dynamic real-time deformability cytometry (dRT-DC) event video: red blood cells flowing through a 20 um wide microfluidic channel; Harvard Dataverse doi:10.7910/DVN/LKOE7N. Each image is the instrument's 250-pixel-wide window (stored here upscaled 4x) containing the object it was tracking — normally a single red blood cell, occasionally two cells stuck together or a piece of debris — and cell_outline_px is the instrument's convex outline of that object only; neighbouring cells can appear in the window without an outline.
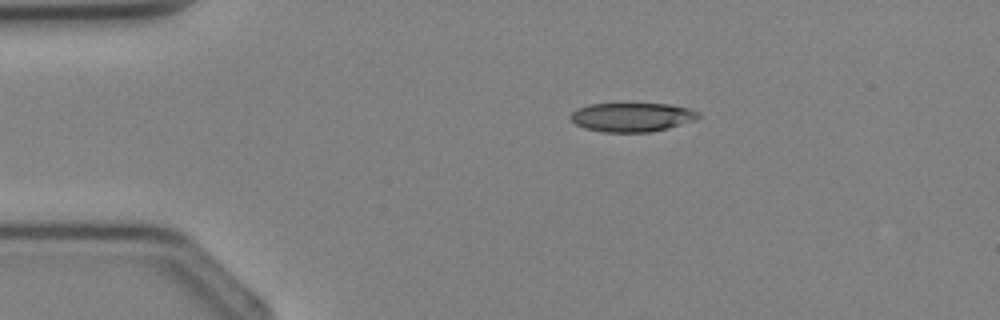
{"species": "Egyptian fruit bat (a non-hibernating species)", "species_latin": "Rousettus aegyptiacus", "temperature_condition": "cold", "stored_images_in_passage": 3, "camera_frame_rate_fps": 3000, "um_per_image_px": 0.085, "animal": {"sex": "female"}, "frame": {"image": 1, "passage_image": 3, "time_ms": 2.333, "image_size_px": [1000, 320], "cell_outline_px": [[700, 116], [696, 120], [668, 128], [652, 132], [604, 132], [584, 128], [576, 124], [568, 116], [576, 108], [588, 104], [624, 100], [668, 104], [688, 108], [700, 112]], "centroid_in_image_um": [53.69, 9.9], "position_along_channel_um": 31.3, "area_um2": 22.83}}